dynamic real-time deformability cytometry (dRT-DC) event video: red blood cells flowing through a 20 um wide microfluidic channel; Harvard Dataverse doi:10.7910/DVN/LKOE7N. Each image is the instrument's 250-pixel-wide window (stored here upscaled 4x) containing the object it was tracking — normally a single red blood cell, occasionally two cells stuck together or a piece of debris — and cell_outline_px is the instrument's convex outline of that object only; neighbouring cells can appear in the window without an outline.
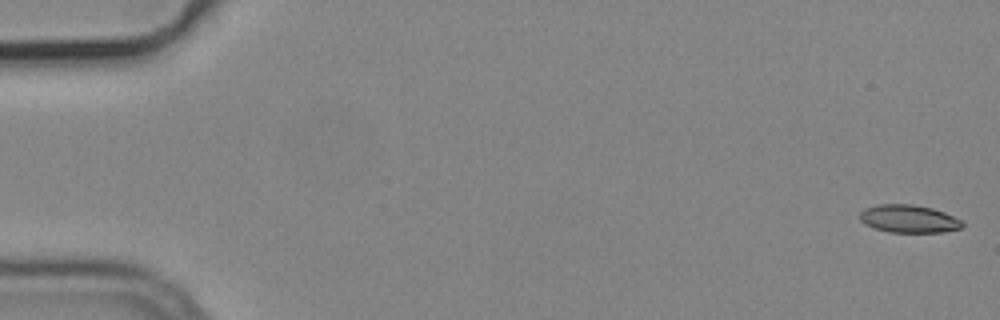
{"species": "common noctule bat (a hibernating species)", "species_latin": "Nyctalus noctula", "temperature_condition": "cold", "stored_images_in_passage": 29, "camera_frame_rate_fps": 3000, "um_per_image_px": 0.085, "animal": {"sex": "male", "body_mass_g": 19.2, "forearm_length_mm": 51.8}, "frame": {"image": 1, "passage_image": 1, "time_ms": 0.0, "image_size_px": [1000, 320], "cell_outline_px": [[964, 224], [960, 228], [944, 232], [888, 232], [872, 228], [864, 224], [860, 220], [860, 212], [864, 208], [880, 204], [912, 204], [932, 208], [944, 212], [960, 220]], "centroid_in_image_um": [77.2, 18.6], "position_along_channel_um": 7.8, "area_um2": 16.65}}
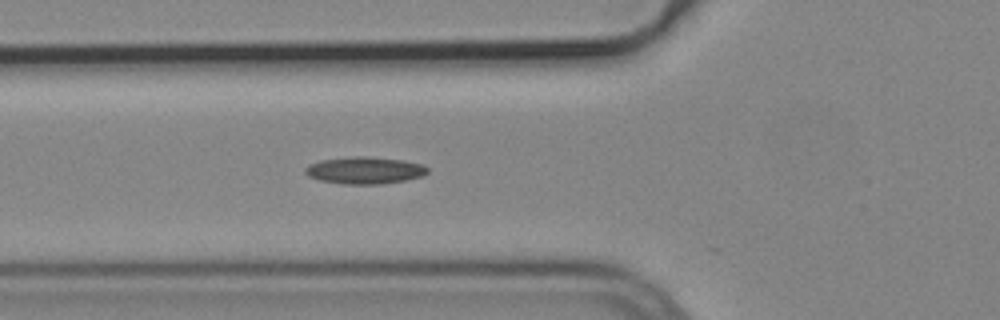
{"frame": {"image": 2, "passage_image": 20, "time_ms": 6.333, "image_size_px": [1000, 320], "cell_outline_px": [[428, 172], [420, 176], [404, 180], [380, 184], [344, 184], [320, 180], [308, 176], [304, 172], [304, 168], [308, 164], [320, 160], [352, 156], [364, 156], [404, 160], [424, 164], [428, 168]], "centroid_in_image_um": [30.97, 14.47], "position_along_channel_um": 94.8, "area_um2": 19.31}}
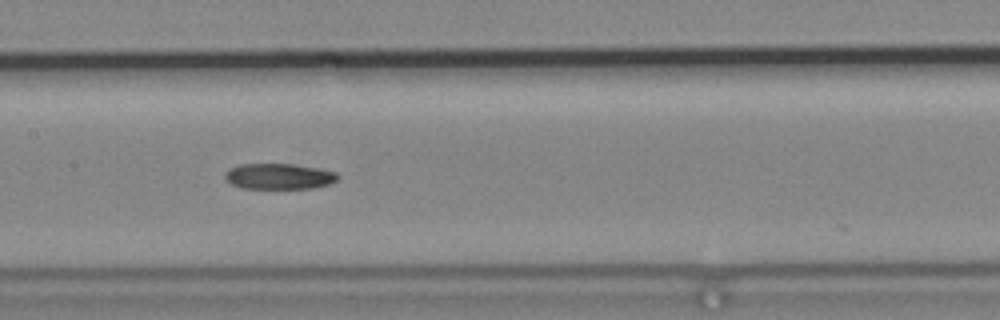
{"frame": {"image": 3, "passage_image": 27, "time_ms": 8.667, "image_size_px": [1000, 320], "cell_outline_px": [[340, 176], [336, 180], [328, 184], [312, 188], [240, 188], [224, 180], [224, 172], [228, 168], [240, 164], [292, 164], [316, 168], [336, 172]], "centroid_in_image_um": [23.65, 14.98], "position_along_channel_um": 183.8, "area_um2": 16.94}}